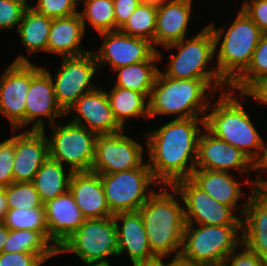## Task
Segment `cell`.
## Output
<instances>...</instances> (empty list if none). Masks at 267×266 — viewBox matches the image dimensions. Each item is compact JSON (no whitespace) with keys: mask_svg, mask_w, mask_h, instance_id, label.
I'll list each match as a JSON object with an SVG mask.
<instances>
[{"mask_svg":"<svg viewBox=\"0 0 267 266\" xmlns=\"http://www.w3.org/2000/svg\"><path fill=\"white\" fill-rule=\"evenodd\" d=\"M204 119L175 118L148 133L145 144L150 162L147 163L159 185L173 186L177 181L191 177L197 160L198 126L205 127ZM188 161H191L190 166H187Z\"/></svg>","mask_w":267,"mask_h":266,"instance_id":"1","label":"cell"},{"mask_svg":"<svg viewBox=\"0 0 267 266\" xmlns=\"http://www.w3.org/2000/svg\"><path fill=\"white\" fill-rule=\"evenodd\" d=\"M230 86L223 79H173L159 70L149 97V117L177 114L176 119L199 117L209 111L206 92ZM207 103V104H206Z\"/></svg>","mask_w":267,"mask_h":266,"instance_id":"2","label":"cell"},{"mask_svg":"<svg viewBox=\"0 0 267 266\" xmlns=\"http://www.w3.org/2000/svg\"><path fill=\"white\" fill-rule=\"evenodd\" d=\"M164 191L153 192L139 208L150 250L158 258L176 253L179 258L185 228L184 205L180 206L173 194Z\"/></svg>","mask_w":267,"mask_h":266,"instance_id":"3","label":"cell"},{"mask_svg":"<svg viewBox=\"0 0 267 266\" xmlns=\"http://www.w3.org/2000/svg\"><path fill=\"white\" fill-rule=\"evenodd\" d=\"M224 91L220 93V99L212 103V112L204 115L205 128L236 147L255 164L262 153L264 141L242 103L232 96V90Z\"/></svg>","mask_w":267,"mask_h":266,"instance_id":"4","label":"cell"},{"mask_svg":"<svg viewBox=\"0 0 267 266\" xmlns=\"http://www.w3.org/2000/svg\"><path fill=\"white\" fill-rule=\"evenodd\" d=\"M214 37L217 69L221 78L231 86L248 68L262 31L241 9L222 38L223 29L207 25ZM222 40V41H221ZM220 48L217 46L220 44ZM218 48V50H217Z\"/></svg>","mask_w":267,"mask_h":266,"instance_id":"5","label":"cell"},{"mask_svg":"<svg viewBox=\"0 0 267 266\" xmlns=\"http://www.w3.org/2000/svg\"><path fill=\"white\" fill-rule=\"evenodd\" d=\"M186 224L178 261L189 266H222L242 244V225ZM241 235V236H239Z\"/></svg>","mask_w":267,"mask_h":266,"instance_id":"6","label":"cell"},{"mask_svg":"<svg viewBox=\"0 0 267 266\" xmlns=\"http://www.w3.org/2000/svg\"><path fill=\"white\" fill-rule=\"evenodd\" d=\"M119 238L113 216L85 219L58 248L57 254L74 253L86 265H107V257L118 256Z\"/></svg>","mask_w":267,"mask_h":266,"instance_id":"7","label":"cell"},{"mask_svg":"<svg viewBox=\"0 0 267 266\" xmlns=\"http://www.w3.org/2000/svg\"><path fill=\"white\" fill-rule=\"evenodd\" d=\"M185 39L164 46L166 49L176 48L178 53L169 57L167 71L163 74L173 79H222L217 67L207 70L216 53L210 28L206 26L191 39Z\"/></svg>","mask_w":267,"mask_h":266,"instance_id":"8","label":"cell"},{"mask_svg":"<svg viewBox=\"0 0 267 266\" xmlns=\"http://www.w3.org/2000/svg\"><path fill=\"white\" fill-rule=\"evenodd\" d=\"M100 176L107 204L113 214L137 212L155 192L146 189L153 182L155 186L159 185L154 179L148 163H144L139 168L112 174H100Z\"/></svg>","mask_w":267,"mask_h":266,"instance_id":"9","label":"cell"},{"mask_svg":"<svg viewBox=\"0 0 267 266\" xmlns=\"http://www.w3.org/2000/svg\"><path fill=\"white\" fill-rule=\"evenodd\" d=\"M49 126L54 131L52 137H47L49 157L62 165L69 164L73 172L91 171L98 135L72 122L59 128Z\"/></svg>","mask_w":267,"mask_h":266,"instance_id":"10","label":"cell"},{"mask_svg":"<svg viewBox=\"0 0 267 266\" xmlns=\"http://www.w3.org/2000/svg\"><path fill=\"white\" fill-rule=\"evenodd\" d=\"M55 77L42 67L49 75L54 86L57 103L67 113L76 101L96 87L91 83L98 65L93 52L81 56L63 57Z\"/></svg>","mask_w":267,"mask_h":266,"instance_id":"11","label":"cell"},{"mask_svg":"<svg viewBox=\"0 0 267 266\" xmlns=\"http://www.w3.org/2000/svg\"><path fill=\"white\" fill-rule=\"evenodd\" d=\"M173 194L182 197L186 224L242 225V219L233 215L234 209L211 198L190 178L168 186ZM187 210H186V209ZM194 221V222H193Z\"/></svg>","mask_w":267,"mask_h":266,"instance_id":"12","label":"cell"},{"mask_svg":"<svg viewBox=\"0 0 267 266\" xmlns=\"http://www.w3.org/2000/svg\"><path fill=\"white\" fill-rule=\"evenodd\" d=\"M123 132L97 136L92 172L112 174L139 168L145 163L142 145Z\"/></svg>","mask_w":267,"mask_h":266,"instance_id":"13","label":"cell"},{"mask_svg":"<svg viewBox=\"0 0 267 266\" xmlns=\"http://www.w3.org/2000/svg\"><path fill=\"white\" fill-rule=\"evenodd\" d=\"M31 82V62L19 55L0 79V113L14 130L25 126L26 95Z\"/></svg>","mask_w":267,"mask_h":266,"instance_id":"14","label":"cell"},{"mask_svg":"<svg viewBox=\"0 0 267 266\" xmlns=\"http://www.w3.org/2000/svg\"><path fill=\"white\" fill-rule=\"evenodd\" d=\"M103 40L99 53H94L98 68L110 69L147 61L157 50L147 39L130 36L120 30L99 33Z\"/></svg>","mask_w":267,"mask_h":266,"instance_id":"15","label":"cell"},{"mask_svg":"<svg viewBox=\"0 0 267 266\" xmlns=\"http://www.w3.org/2000/svg\"><path fill=\"white\" fill-rule=\"evenodd\" d=\"M25 105V126L34 122L30 130H44L43 117L49 119L51 124L48 125H53L56 118L67 115L57 103L50 75L32 62L31 82Z\"/></svg>","mask_w":267,"mask_h":266,"instance_id":"16","label":"cell"},{"mask_svg":"<svg viewBox=\"0 0 267 266\" xmlns=\"http://www.w3.org/2000/svg\"><path fill=\"white\" fill-rule=\"evenodd\" d=\"M198 139L195 169L231 171H252L254 163L236 147L229 145L210 133L205 127Z\"/></svg>","mask_w":267,"mask_h":266,"instance_id":"17","label":"cell"},{"mask_svg":"<svg viewBox=\"0 0 267 266\" xmlns=\"http://www.w3.org/2000/svg\"><path fill=\"white\" fill-rule=\"evenodd\" d=\"M248 200L240 210L242 245L267 263V188L251 186Z\"/></svg>","mask_w":267,"mask_h":266,"instance_id":"18","label":"cell"},{"mask_svg":"<svg viewBox=\"0 0 267 266\" xmlns=\"http://www.w3.org/2000/svg\"><path fill=\"white\" fill-rule=\"evenodd\" d=\"M72 111L77 113L72 123L97 135L114 134L124 130L114 118L106 91L100 87L82 95L66 114Z\"/></svg>","mask_w":267,"mask_h":266,"instance_id":"19","label":"cell"},{"mask_svg":"<svg viewBox=\"0 0 267 266\" xmlns=\"http://www.w3.org/2000/svg\"><path fill=\"white\" fill-rule=\"evenodd\" d=\"M44 131L27 130L15 135L14 182H32L39 168L49 158V144Z\"/></svg>","mask_w":267,"mask_h":266,"instance_id":"20","label":"cell"},{"mask_svg":"<svg viewBox=\"0 0 267 266\" xmlns=\"http://www.w3.org/2000/svg\"><path fill=\"white\" fill-rule=\"evenodd\" d=\"M44 208L49 242L51 241L52 246L58 250L65 240L84 223L85 218L69 190L46 202Z\"/></svg>","mask_w":267,"mask_h":266,"instance_id":"21","label":"cell"},{"mask_svg":"<svg viewBox=\"0 0 267 266\" xmlns=\"http://www.w3.org/2000/svg\"><path fill=\"white\" fill-rule=\"evenodd\" d=\"M69 191L85 219L114 215L107 204L100 174L92 171L73 172Z\"/></svg>","mask_w":267,"mask_h":266,"instance_id":"22","label":"cell"},{"mask_svg":"<svg viewBox=\"0 0 267 266\" xmlns=\"http://www.w3.org/2000/svg\"><path fill=\"white\" fill-rule=\"evenodd\" d=\"M113 219L119 238L118 256L125 251L129 254L133 266L157 258L150 250L143 220L138 211L119 212L113 215ZM118 221H121V224Z\"/></svg>","mask_w":267,"mask_h":266,"instance_id":"23","label":"cell"},{"mask_svg":"<svg viewBox=\"0 0 267 266\" xmlns=\"http://www.w3.org/2000/svg\"><path fill=\"white\" fill-rule=\"evenodd\" d=\"M192 0H168L157 5L154 45L167 46L186 38Z\"/></svg>","mask_w":267,"mask_h":266,"instance_id":"24","label":"cell"},{"mask_svg":"<svg viewBox=\"0 0 267 266\" xmlns=\"http://www.w3.org/2000/svg\"><path fill=\"white\" fill-rule=\"evenodd\" d=\"M84 30L79 13L52 19L47 52L59 54L63 57L81 56L90 52L80 47Z\"/></svg>","mask_w":267,"mask_h":266,"instance_id":"25","label":"cell"},{"mask_svg":"<svg viewBox=\"0 0 267 266\" xmlns=\"http://www.w3.org/2000/svg\"><path fill=\"white\" fill-rule=\"evenodd\" d=\"M190 179L217 202L236 209L243 185L225 171L195 169Z\"/></svg>","mask_w":267,"mask_h":266,"instance_id":"26","label":"cell"},{"mask_svg":"<svg viewBox=\"0 0 267 266\" xmlns=\"http://www.w3.org/2000/svg\"><path fill=\"white\" fill-rule=\"evenodd\" d=\"M162 55L156 51L147 61L122 66L114 70L118 72L115 87L130 89L143 93L148 99L151 94L159 68L155 62L161 60Z\"/></svg>","mask_w":267,"mask_h":266,"instance_id":"27","label":"cell"},{"mask_svg":"<svg viewBox=\"0 0 267 266\" xmlns=\"http://www.w3.org/2000/svg\"><path fill=\"white\" fill-rule=\"evenodd\" d=\"M65 171L64 165L50 157L39 168L32 183L38 191L43 204L69 190L73 171L69 169L67 176Z\"/></svg>","mask_w":267,"mask_h":266,"instance_id":"28","label":"cell"},{"mask_svg":"<svg viewBox=\"0 0 267 266\" xmlns=\"http://www.w3.org/2000/svg\"><path fill=\"white\" fill-rule=\"evenodd\" d=\"M51 24V18L36 12L30 6L25 10L17 32L30 54L40 50L47 52Z\"/></svg>","mask_w":267,"mask_h":266,"instance_id":"29","label":"cell"},{"mask_svg":"<svg viewBox=\"0 0 267 266\" xmlns=\"http://www.w3.org/2000/svg\"><path fill=\"white\" fill-rule=\"evenodd\" d=\"M106 94L114 118L123 129L127 118L140 116L149 118L148 98L143 93L114 86L111 92L106 91Z\"/></svg>","mask_w":267,"mask_h":266,"instance_id":"30","label":"cell"},{"mask_svg":"<svg viewBox=\"0 0 267 266\" xmlns=\"http://www.w3.org/2000/svg\"><path fill=\"white\" fill-rule=\"evenodd\" d=\"M3 252L36 253L44 261L57 255V250L39 232L33 230H9Z\"/></svg>","mask_w":267,"mask_h":266,"instance_id":"31","label":"cell"},{"mask_svg":"<svg viewBox=\"0 0 267 266\" xmlns=\"http://www.w3.org/2000/svg\"><path fill=\"white\" fill-rule=\"evenodd\" d=\"M267 79V33H262L247 70L230 86L229 90L247 93L259 81Z\"/></svg>","mask_w":267,"mask_h":266,"instance_id":"32","label":"cell"},{"mask_svg":"<svg viewBox=\"0 0 267 266\" xmlns=\"http://www.w3.org/2000/svg\"><path fill=\"white\" fill-rule=\"evenodd\" d=\"M9 230H33L49 242L45 208L9 209L2 222Z\"/></svg>","mask_w":267,"mask_h":266,"instance_id":"33","label":"cell"},{"mask_svg":"<svg viewBox=\"0 0 267 266\" xmlns=\"http://www.w3.org/2000/svg\"><path fill=\"white\" fill-rule=\"evenodd\" d=\"M156 17V5L140 3L119 30L130 36L147 39L154 46Z\"/></svg>","mask_w":267,"mask_h":266,"instance_id":"34","label":"cell"},{"mask_svg":"<svg viewBox=\"0 0 267 266\" xmlns=\"http://www.w3.org/2000/svg\"><path fill=\"white\" fill-rule=\"evenodd\" d=\"M84 5L79 12L84 29L87 19L98 33L116 30L113 0H87Z\"/></svg>","mask_w":267,"mask_h":266,"instance_id":"35","label":"cell"},{"mask_svg":"<svg viewBox=\"0 0 267 266\" xmlns=\"http://www.w3.org/2000/svg\"><path fill=\"white\" fill-rule=\"evenodd\" d=\"M8 209L44 208L32 182H13L5 187Z\"/></svg>","mask_w":267,"mask_h":266,"instance_id":"36","label":"cell"},{"mask_svg":"<svg viewBox=\"0 0 267 266\" xmlns=\"http://www.w3.org/2000/svg\"><path fill=\"white\" fill-rule=\"evenodd\" d=\"M36 12L51 19L77 14V5L73 0H38L37 5H30Z\"/></svg>","mask_w":267,"mask_h":266,"instance_id":"37","label":"cell"},{"mask_svg":"<svg viewBox=\"0 0 267 266\" xmlns=\"http://www.w3.org/2000/svg\"><path fill=\"white\" fill-rule=\"evenodd\" d=\"M15 157V136L0 143V188L14 182L13 161Z\"/></svg>","mask_w":267,"mask_h":266,"instance_id":"38","label":"cell"},{"mask_svg":"<svg viewBox=\"0 0 267 266\" xmlns=\"http://www.w3.org/2000/svg\"><path fill=\"white\" fill-rule=\"evenodd\" d=\"M27 8L28 6L23 2L0 0V29L8 30L19 27Z\"/></svg>","mask_w":267,"mask_h":266,"instance_id":"39","label":"cell"},{"mask_svg":"<svg viewBox=\"0 0 267 266\" xmlns=\"http://www.w3.org/2000/svg\"><path fill=\"white\" fill-rule=\"evenodd\" d=\"M244 0L242 10L263 32L267 33V0Z\"/></svg>","mask_w":267,"mask_h":266,"instance_id":"40","label":"cell"},{"mask_svg":"<svg viewBox=\"0 0 267 266\" xmlns=\"http://www.w3.org/2000/svg\"><path fill=\"white\" fill-rule=\"evenodd\" d=\"M44 262L45 261L36 253H0V266H40Z\"/></svg>","mask_w":267,"mask_h":266,"instance_id":"41","label":"cell"},{"mask_svg":"<svg viewBox=\"0 0 267 266\" xmlns=\"http://www.w3.org/2000/svg\"><path fill=\"white\" fill-rule=\"evenodd\" d=\"M243 251L237 253L234 250L224 261L222 266H267L258 255L242 245ZM236 252V253H235ZM235 254V255H234Z\"/></svg>","mask_w":267,"mask_h":266,"instance_id":"42","label":"cell"},{"mask_svg":"<svg viewBox=\"0 0 267 266\" xmlns=\"http://www.w3.org/2000/svg\"><path fill=\"white\" fill-rule=\"evenodd\" d=\"M140 3V0H113L116 30L124 25Z\"/></svg>","mask_w":267,"mask_h":266,"instance_id":"43","label":"cell"},{"mask_svg":"<svg viewBox=\"0 0 267 266\" xmlns=\"http://www.w3.org/2000/svg\"><path fill=\"white\" fill-rule=\"evenodd\" d=\"M241 96H251L255 101L267 105V79L259 81L247 93H241Z\"/></svg>","mask_w":267,"mask_h":266,"instance_id":"44","label":"cell"},{"mask_svg":"<svg viewBox=\"0 0 267 266\" xmlns=\"http://www.w3.org/2000/svg\"><path fill=\"white\" fill-rule=\"evenodd\" d=\"M267 170V144H263L262 153L259 157V159L254 164V171L255 170ZM253 186H256L257 188H267V179H260L251 181Z\"/></svg>","mask_w":267,"mask_h":266,"instance_id":"45","label":"cell"},{"mask_svg":"<svg viewBox=\"0 0 267 266\" xmlns=\"http://www.w3.org/2000/svg\"><path fill=\"white\" fill-rule=\"evenodd\" d=\"M178 262H179L178 259L173 258V260L171 262L169 261V263L165 264L162 261V258L157 257L151 261L139 263V264H136L134 266H175Z\"/></svg>","mask_w":267,"mask_h":266,"instance_id":"46","label":"cell"},{"mask_svg":"<svg viewBox=\"0 0 267 266\" xmlns=\"http://www.w3.org/2000/svg\"><path fill=\"white\" fill-rule=\"evenodd\" d=\"M7 198L5 194V187L0 188V223L3 222L8 211Z\"/></svg>","mask_w":267,"mask_h":266,"instance_id":"47","label":"cell"},{"mask_svg":"<svg viewBox=\"0 0 267 266\" xmlns=\"http://www.w3.org/2000/svg\"><path fill=\"white\" fill-rule=\"evenodd\" d=\"M8 235L9 229L3 223H0V253L3 252V246L8 238Z\"/></svg>","mask_w":267,"mask_h":266,"instance_id":"48","label":"cell"},{"mask_svg":"<svg viewBox=\"0 0 267 266\" xmlns=\"http://www.w3.org/2000/svg\"><path fill=\"white\" fill-rule=\"evenodd\" d=\"M167 0H140L141 3L159 5Z\"/></svg>","mask_w":267,"mask_h":266,"instance_id":"49","label":"cell"},{"mask_svg":"<svg viewBox=\"0 0 267 266\" xmlns=\"http://www.w3.org/2000/svg\"><path fill=\"white\" fill-rule=\"evenodd\" d=\"M16 1H19V2H23L24 4H26L28 7L30 6V5H28V0H16Z\"/></svg>","mask_w":267,"mask_h":266,"instance_id":"50","label":"cell"},{"mask_svg":"<svg viewBox=\"0 0 267 266\" xmlns=\"http://www.w3.org/2000/svg\"><path fill=\"white\" fill-rule=\"evenodd\" d=\"M73 1L75 2L76 5H78V3H79L80 1L82 2V0H73ZM83 1L85 2V1H87V0H83Z\"/></svg>","mask_w":267,"mask_h":266,"instance_id":"51","label":"cell"},{"mask_svg":"<svg viewBox=\"0 0 267 266\" xmlns=\"http://www.w3.org/2000/svg\"><path fill=\"white\" fill-rule=\"evenodd\" d=\"M175 266H189V265H185V264L178 262Z\"/></svg>","mask_w":267,"mask_h":266,"instance_id":"52","label":"cell"},{"mask_svg":"<svg viewBox=\"0 0 267 266\" xmlns=\"http://www.w3.org/2000/svg\"><path fill=\"white\" fill-rule=\"evenodd\" d=\"M86 266H111V265L107 264V265H86Z\"/></svg>","mask_w":267,"mask_h":266,"instance_id":"53","label":"cell"}]
</instances>
